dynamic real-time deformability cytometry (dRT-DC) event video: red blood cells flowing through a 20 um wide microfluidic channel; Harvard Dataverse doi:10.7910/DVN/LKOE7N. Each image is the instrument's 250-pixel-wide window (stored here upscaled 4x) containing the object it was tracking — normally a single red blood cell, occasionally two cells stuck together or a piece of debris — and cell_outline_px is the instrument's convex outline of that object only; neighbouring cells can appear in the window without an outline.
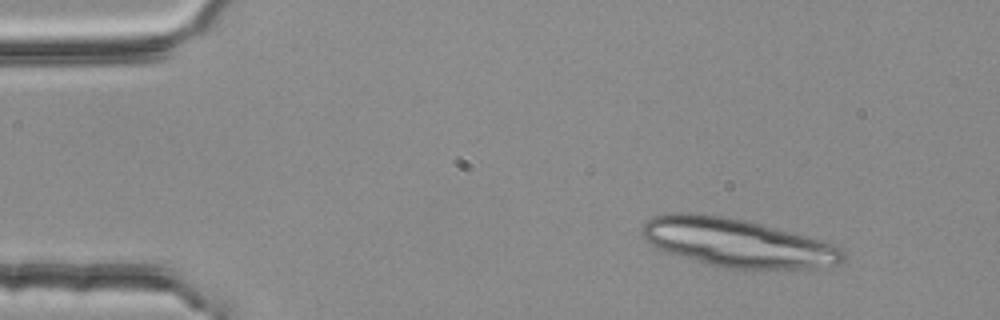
{"species": "common noctule bat (a hibernating species)", "species_latin": "Nyctalus noctula", "temperature_condition": "room temperature", "stored_images_in_passage": 3, "camera_frame_rate_fps": 3000, "um_per_image_px": 0.085, "animal": {"sex": "female", "body_mass_g": 25.1}, "frame": {"image": 1, "passage_image": 1, "time_ms": 0.0, "image_size_px": [1000, 320], "cell_outline_px": [[844, 260], [840, 264], [808, 268], [724, 268], [708, 264], [680, 256], [668, 252], [644, 240], [640, 232], [640, 228], [652, 216], [672, 212], [700, 212], [728, 216], [748, 220], [804, 236], [840, 248], [844, 252]], "centroid_in_image_um": [62.56, 20.6], "position_along_channel_um": 22.4, "area_um2": 56.3}}